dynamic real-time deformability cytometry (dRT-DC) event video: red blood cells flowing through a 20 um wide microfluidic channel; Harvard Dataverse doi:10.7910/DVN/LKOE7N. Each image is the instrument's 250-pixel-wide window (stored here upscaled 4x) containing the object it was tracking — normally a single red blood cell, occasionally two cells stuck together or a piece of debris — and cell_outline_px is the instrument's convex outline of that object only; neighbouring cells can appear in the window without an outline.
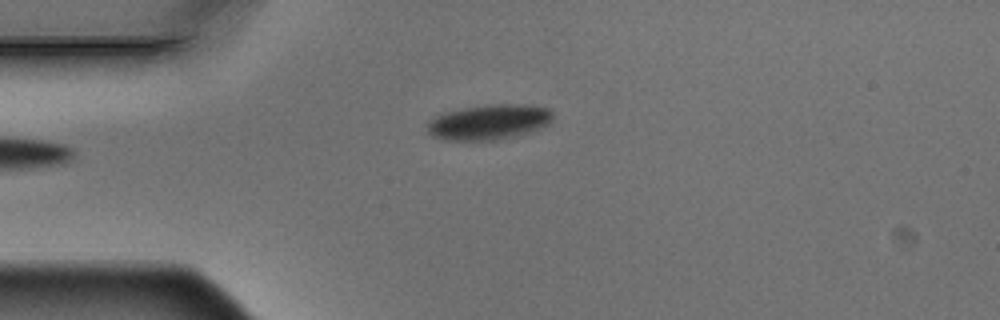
{"species": "Egyptian fruit bat (a non-hibernating species)", "species_latin": "Rousettus aegyptiacus", "temperature_condition": "warm", "stored_images_in_passage": 5, "camera_frame_rate_fps": 3000, "um_per_image_px": 0.085, "animal": {"sex": "male"}, "frame": {"image": 1, "passage_image": 5, "time_ms": 1.333, "image_size_px": [1000, 320], "cell_outline_px": [[552, 120], [548, 124], [532, 132], [496, 140], [444, 140], [432, 136], [428, 132], [428, 120], [444, 112], [464, 108], [488, 104], [524, 104], [548, 108], [552, 112]], "centroid_in_image_um": [41.56, 10.37], "position_along_channel_um": 43.4, "area_um2": 25.84}}